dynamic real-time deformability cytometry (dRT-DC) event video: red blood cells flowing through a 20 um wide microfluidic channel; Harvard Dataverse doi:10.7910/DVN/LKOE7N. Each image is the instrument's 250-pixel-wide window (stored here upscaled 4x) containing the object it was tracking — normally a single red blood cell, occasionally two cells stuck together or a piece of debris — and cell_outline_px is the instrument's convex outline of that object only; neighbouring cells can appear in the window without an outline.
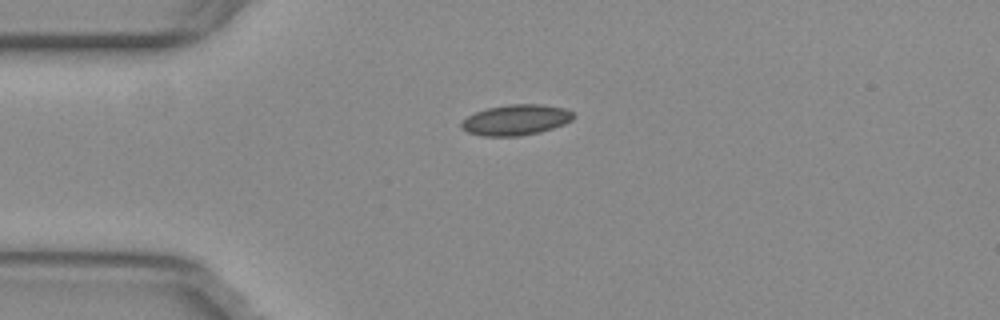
{"species": "common noctule bat (a hibernating species)", "species_latin": "Nyctalus noctula", "temperature_condition": "warm", "stored_images_in_passage": 42, "camera_frame_rate_fps": 3000, "um_per_image_px": 0.085, "animal": {"sex": "female", "body_mass_g": 29.2, "forearm_length_mm": 56.3}, "frame": {"image": 1, "passage_image": 1, "time_ms": 0.0, "image_size_px": [1000, 320], "cell_outline_px": [[576, 116], [572, 120], [564, 124], [540, 132], [520, 136], [484, 136], [468, 132], [460, 128], [460, 124], [468, 116], [476, 112], [488, 108], [508, 104], [544, 104], [564, 108], [572, 112]], "centroid_in_image_um": [43.87, 10.19], "position_along_channel_um": 41.1, "area_um2": 20.0}}
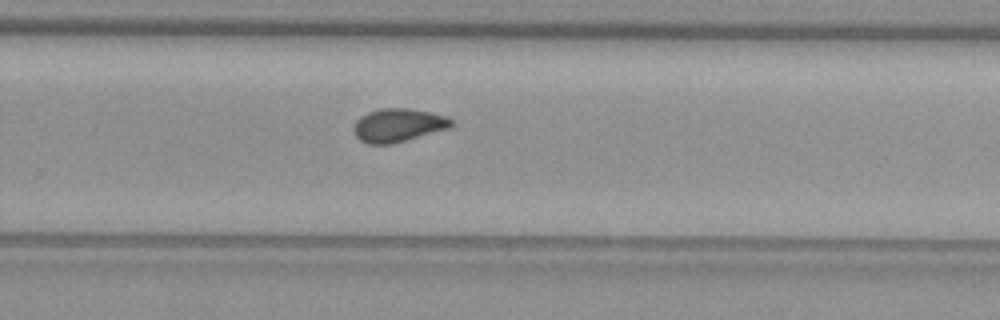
{"frame": {"image": 2, "passage_image": 23, "time_ms": 7.333, "image_size_px": [1000, 320], "cell_outline_px": [[456, 124], [452, 128], [392, 144], [368, 144], [360, 140], [356, 136], [352, 128], [356, 120], [360, 116], [368, 112], [380, 108], [408, 108], [428, 112], [444, 116], [452, 120]], "centroid_in_image_um": [33.85, 10.65], "position_along_channel_um": 295.9, "area_um2": 19.19}}
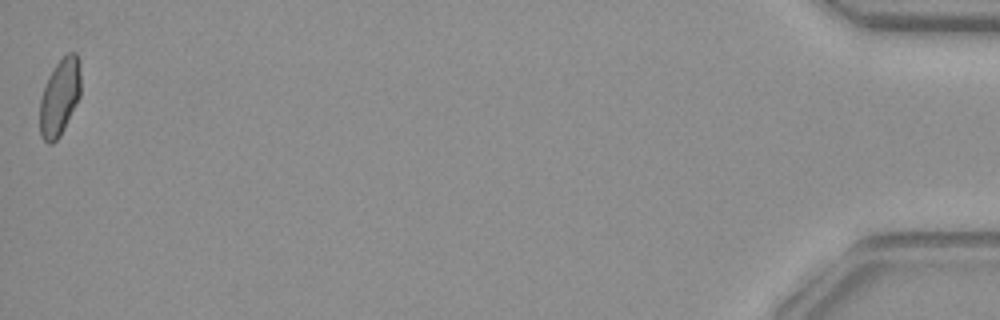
{"frame": {"image": 3, "passage_image": 42, "time_ms": 13.667, "image_size_px": [1000, 320], "cell_outline_px": [[80, 96], [60, 136], [52, 144], [48, 144], [40, 136], [40, 100], [48, 76], [56, 64], [68, 52], [76, 52], [80, 60]], "centroid_in_image_um": [5.08, 8.25], "position_along_channel_um": 430.1, "area_um2": 18.32}, "authors_computed_cell_mechanics": {"area_um2": 18.785, "velocity_mm_per_s": 3.7916, "shape_relaxation_time_tau1_ms": null, "shape_relaxation_time_tau2_ms": 1.4832, "deformation_change_tau1": null, "deformation_change_tau2": 0.0413}}